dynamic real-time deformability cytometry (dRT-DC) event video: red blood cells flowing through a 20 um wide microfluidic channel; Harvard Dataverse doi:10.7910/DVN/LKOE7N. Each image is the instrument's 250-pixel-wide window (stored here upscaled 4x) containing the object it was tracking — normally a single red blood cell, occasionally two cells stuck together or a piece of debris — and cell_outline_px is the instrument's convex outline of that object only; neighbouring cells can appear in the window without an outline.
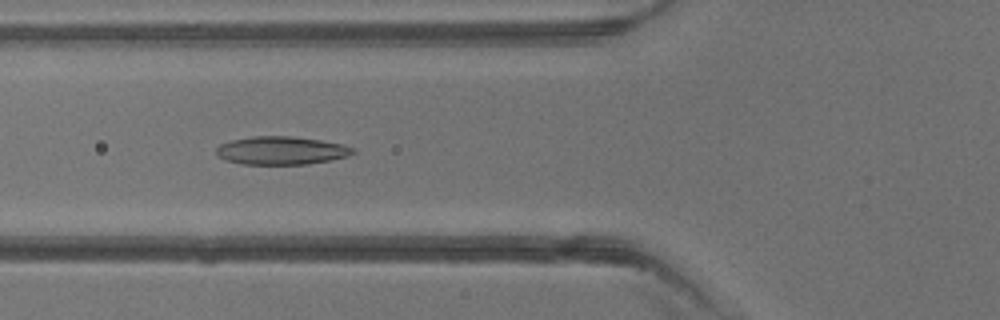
{"species": "common noctule bat (a hibernating species)", "species_latin": "Nyctalus noctula", "temperature_condition": "warm", "stored_images_in_passage": 5, "camera_frame_rate_fps": 3000, "um_per_image_px": 0.085, "animal": {"sex": "male", "body_mass_g": 13.3}, "frame": {"image": 1, "passage_image": 4, "time_ms": 3.667, "image_size_px": [1000, 320], "cell_outline_px": [[356, 152], [348, 156], [308, 164], [240, 164], [228, 160], [220, 156], [216, 152], [216, 148], [220, 144], [232, 140], [252, 136], [292, 136], [320, 140], [340, 144], [356, 148]], "centroid_in_image_um": [23.93, 12.79], "position_along_channel_um": 101.9, "area_um2": 22.25}}